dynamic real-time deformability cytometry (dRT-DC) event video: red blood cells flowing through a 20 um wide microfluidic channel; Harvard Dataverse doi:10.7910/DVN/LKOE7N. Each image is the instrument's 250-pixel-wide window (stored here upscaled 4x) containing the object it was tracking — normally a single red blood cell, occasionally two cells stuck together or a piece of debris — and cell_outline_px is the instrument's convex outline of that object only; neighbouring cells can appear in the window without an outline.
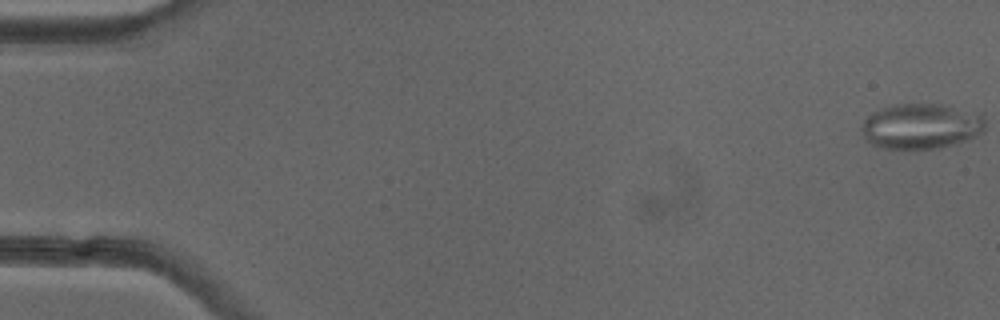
{"species": "common noctule bat (a hibernating species)", "species_latin": "Nyctalus noctula", "temperature_condition": "cold", "stored_images_in_passage": 52, "camera_frame_rate_fps": 3000, "um_per_image_px": 0.085, "animal": {"sex": "female"}, "frame": {"image": 1, "passage_image": 1, "time_ms": 0.0, "image_size_px": [1000, 320], "cell_outline_px": [[984, 132], [976, 136], [952, 144], [936, 148], [884, 148], [872, 144], [864, 136], [860, 128], [864, 120], [872, 112], [892, 104], [940, 104], [980, 112], [984, 116]], "centroid_in_image_um": [78.31, 10.7], "position_along_channel_um": 6.7, "area_um2": 32.6}}
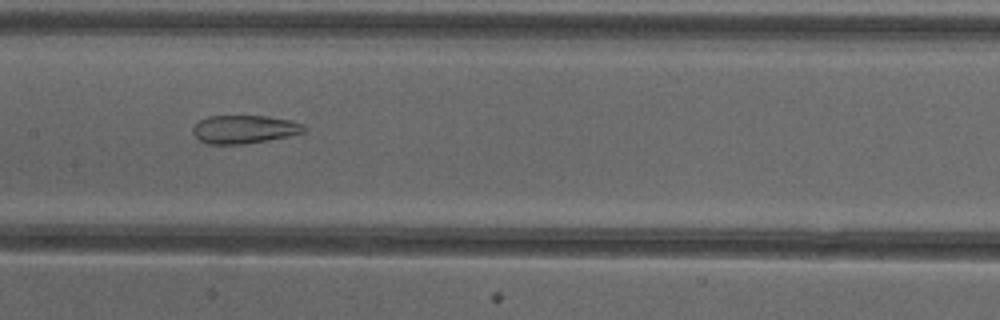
{"frame": {"image": 2, "passage_image": 26, "time_ms": 8.333, "image_size_px": [1000, 320], "cell_outline_px": [[308, 128], [304, 132], [288, 136], [268, 140], [240, 144], [208, 144], [200, 140], [192, 132], [192, 128], [200, 120], [208, 116], [268, 116], [292, 120], [304, 124]], "centroid_in_image_um": [20.8, 10.98], "position_along_channel_um": 186.6, "area_um2": 18.32}}
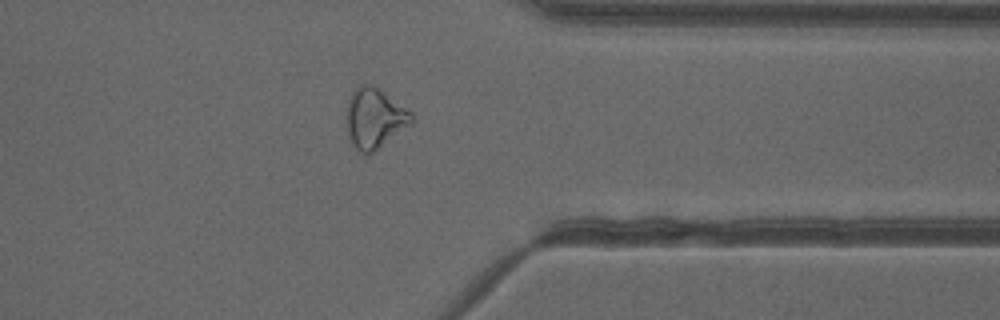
{"frame": {"image": 3, "passage_image": 41, "time_ms": 13.333, "image_size_px": [1000, 320], "cell_outline_px": [[412, 124], [368, 156], [364, 156], [352, 144], [348, 136], [348, 100], [352, 92], [360, 84], [372, 84], [384, 92], [412, 112]], "centroid_in_image_um": [31.85, 10.07], "position_along_channel_um": 379.6, "area_um2": 22.66}, "authors_computed_cell_mechanics": {"area_um2": 24.6228, "velocity_mm_per_s": 4.0015, "shape_relaxation_time_tau1_ms": null, "shape_relaxation_time_tau2_ms": 2.1228, "deformation_change_tau1": null, "deformation_change_tau2": 0.1157}}